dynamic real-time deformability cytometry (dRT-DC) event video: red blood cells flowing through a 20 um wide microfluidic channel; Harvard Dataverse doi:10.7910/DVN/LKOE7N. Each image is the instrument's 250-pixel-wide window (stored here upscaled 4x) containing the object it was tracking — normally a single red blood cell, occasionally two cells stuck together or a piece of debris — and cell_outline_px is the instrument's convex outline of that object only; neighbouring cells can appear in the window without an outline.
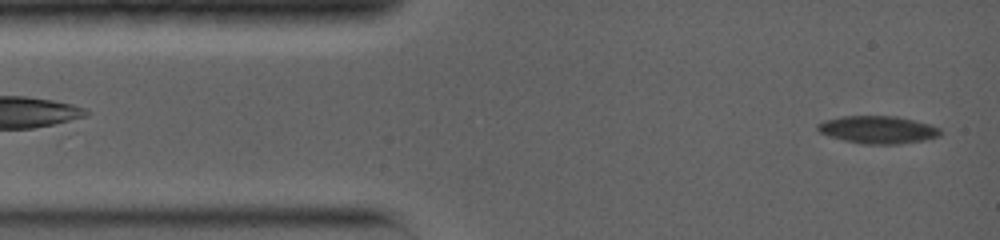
{"species": "common noctule bat (a hibernating species)", "species_latin": "Nyctalus noctula", "temperature_condition": "warm", "stored_images_in_passage": 69, "camera_frame_rate_fps": 5000, "um_per_image_px": 0.085, "animal": {"sex": "female", "body_mass_g": 19.0, "forearm_length_mm": 56.7}, "frame": {"image": 1, "passage_image": 3, "time_ms": 0.4, "image_size_px": [1000, 240], "cell_outline_px": [[944, 132], [940, 136], [924, 140], [900, 144], [864, 144], [844, 140], [828, 136], [820, 132], [816, 128], [816, 124], [824, 120], [840, 116], [896, 116], [928, 124], [940, 128]], "centroid_in_image_um": [74.61, 11.02], "position_along_channel_um": 10.4, "area_um2": 19.83}}
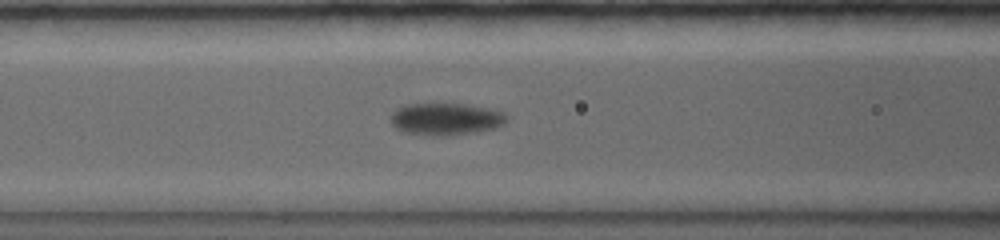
{"frame": {"image": 2, "passage_image": 31, "time_ms": 5.2, "image_size_px": [1000, 240], "cell_outline_px": [[508, 120], [504, 124], [496, 128], [472, 132], [444, 136], [440, 136], [404, 132], [396, 128], [392, 124], [392, 112], [396, 108], [404, 104], [436, 100], [464, 104], [488, 108], [504, 112], [508, 116]], "centroid_in_image_um": [37.88, 10.05], "position_along_channel_um": 128.7, "area_um2": 22.48}}
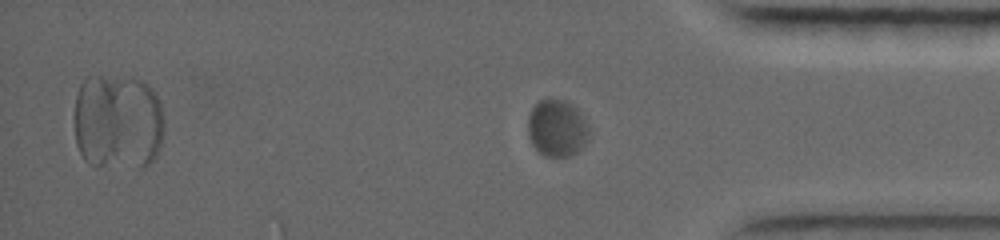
{"frame": {"image": 3, "passage_image": 58, "time_ms": 12.2, "image_size_px": [1000, 240], "cell_outline_px": [[588, 140], [572, 156], [544, 156], [532, 144], [528, 136], [528, 116], [532, 108], [540, 100], [548, 96], [564, 100], [572, 104], [580, 112], [588, 124]], "centroid_in_image_um": [47.33, 10.86], "position_along_channel_um": 387.9, "area_um2": 20.52}}